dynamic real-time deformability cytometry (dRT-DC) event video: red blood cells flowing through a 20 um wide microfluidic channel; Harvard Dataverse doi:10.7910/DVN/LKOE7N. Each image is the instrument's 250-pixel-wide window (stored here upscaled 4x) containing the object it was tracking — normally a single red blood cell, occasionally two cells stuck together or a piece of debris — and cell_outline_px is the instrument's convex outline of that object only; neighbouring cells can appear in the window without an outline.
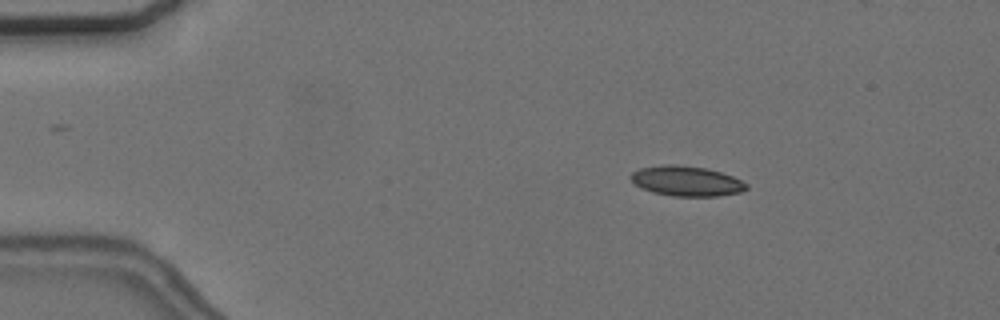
{"species": "common noctule bat (a hibernating species)", "species_latin": "Nyctalus noctula", "temperature_condition": "cold", "stored_images_in_passage": 58, "segment_of_instrument_passage": [1, 2], "camera_frame_rate_fps": 3000, "um_per_image_px": 0.085, "animal": {"sex": "female", "body_mass_g": 24.6, "forearm_length_mm": 56.2}, "frame": {"image": 1, "passage_image": 10, "time_ms": 3.0, "image_size_px": [1000, 320], "cell_outline_px": [[748, 188], [740, 192], [716, 196], [672, 196], [652, 192], [636, 184], [628, 176], [632, 172], [640, 168], [664, 164], [676, 164], [704, 168], [720, 172], [732, 176], [748, 184]], "centroid_in_image_um": [58.34, 15.38], "position_along_channel_um": 26.7, "area_um2": 20.11}}
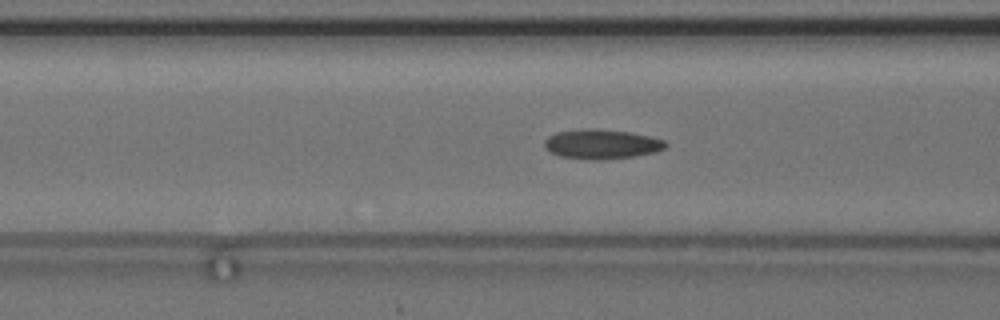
{"frame": {"image": 2, "passage_image": 23, "time_ms": 7.333, "image_size_px": [1000, 320], "cell_outline_px": [[668, 148], [656, 152], [636, 156], [600, 160], [588, 160], [560, 156], [548, 152], [544, 148], [544, 140], [548, 136], [556, 132], [588, 128], [596, 128], [628, 132], [648, 136], [664, 140], [668, 144]], "centroid_in_image_um": [51.12, 12.26], "position_along_channel_um": 115.5, "area_um2": 21.21}}
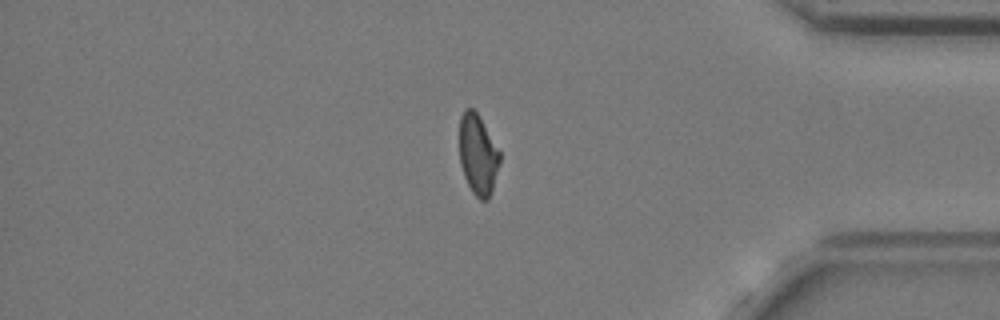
{"frame": {"image": 3, "passage_image": 48, "time_ms": 15.667, "image_size_px": [1000, 320], "cell_outline_px": [[500, 160], [492, 188], [488, 200], [480, 200], [472, 192], [464, 176], [460, 164], [460, 116], [464, 108], [472, 108], [480, 116], [500, 152]], "centroid_in_image_um": [40.61, 13.11], "position_along_channel_um": 394.6, "area_um2": 18.79}}